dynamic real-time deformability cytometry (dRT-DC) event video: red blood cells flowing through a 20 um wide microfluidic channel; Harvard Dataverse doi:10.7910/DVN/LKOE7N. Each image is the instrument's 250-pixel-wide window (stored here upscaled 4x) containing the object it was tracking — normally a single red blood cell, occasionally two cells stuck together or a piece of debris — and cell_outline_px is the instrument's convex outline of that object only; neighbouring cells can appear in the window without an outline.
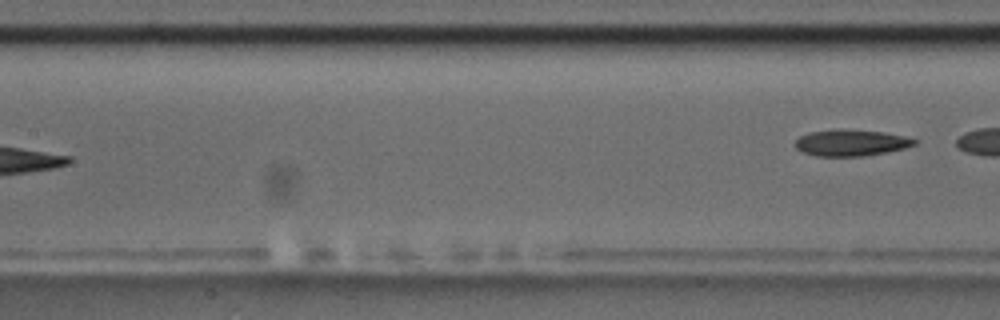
{"species": "common noctule bat (a hibernating species)", "species_latin": "Nyctalus noctula", "temperature_condition": "room temperature", "stored_images_in_passage": 8, "camera_frame_rate_fps": 3000, "um_per_image_px": 0.085, "animal": {"sex": "male", "body_mass_g": 17.5, "forearm_length_mm": 52.3}, "frame": {"image": 1, "passage_image": 8, "time_ms": 8.333, "image_size_px": [1000, 320], "cell_outline_px": [[920, 140], [916, 144], [904, 148], [888, 152], [864, 156], [816, 156], [800, 152], [792, 144], [800, 136], [808, 132], [836, 128], [840, 128], [884, 132], [904, 136]], "centroid_in_image_um": [72.3, 12.13], "position_along_channel_um": 135.1, "area_um2": 18.79}}